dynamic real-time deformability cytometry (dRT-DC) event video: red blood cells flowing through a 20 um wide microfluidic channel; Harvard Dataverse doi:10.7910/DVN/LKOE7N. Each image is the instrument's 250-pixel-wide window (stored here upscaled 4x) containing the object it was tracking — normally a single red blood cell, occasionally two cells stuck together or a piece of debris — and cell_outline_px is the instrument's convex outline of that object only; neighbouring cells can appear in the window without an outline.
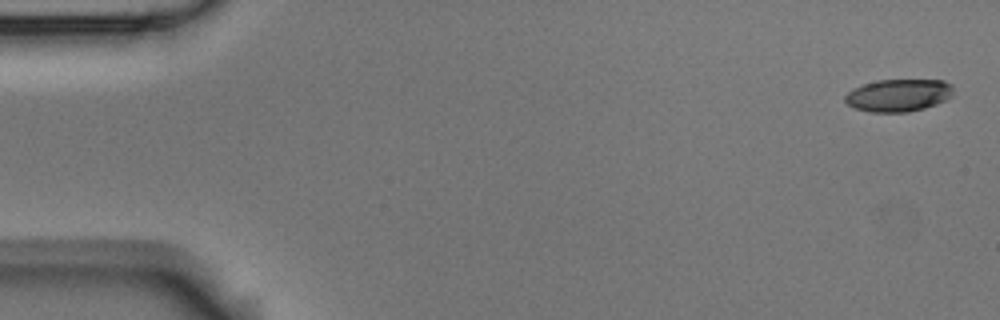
{"species": "Egyptian fruit bat (a non-hibernating species)", "species_latin": "Rousettus aegyptiacus", "temperature_condition": "room temperature", "stored_images_in_passage": 5, "camera_frame_rate_fps": 3000, "um_per_image_px": 0.085, "animal": {"sex": "male"}, "frame": {"image": 1, "passage_image": 1, "time_ms": 0.0, "image_size_px": [1000, 320], "cell_outline_px": [[952, 96], [936, 104], [924, 108], [908, 112], [872, 112], [856, 108], [848, 104], [844, 100], [844, 96], [848, 92], [864, 84], [880, 80], [944, 80], [952, 84]], "centroid_in_image_um": [76.39, 8.1], "position_along_channel_um": 8.6, "area_um2": 20.29}}
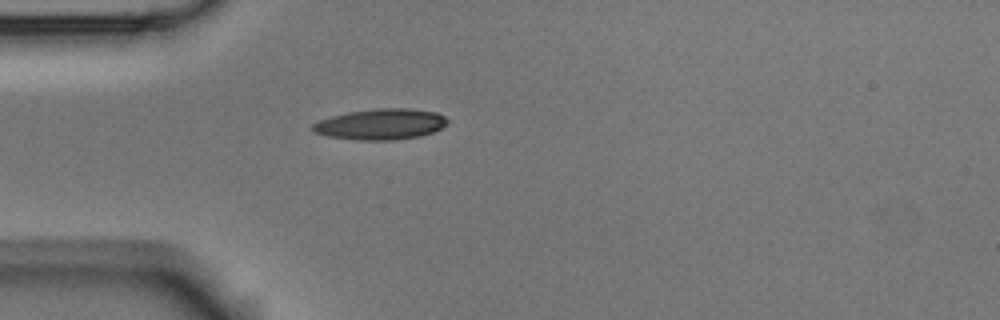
{"frame": {"image": 2, "passage_image": 5, "time_ms": 1.333, "image_size_px": [1000, 320], "cell_outline_px": [[448, 124], [432, 132], [420, 136], [392, 140], [356, 140], [328, 136], [316, 132], [312, 128], [312, 124], [320, 120], [332, 116], [348, 112], [380, 108], [408, 108], [436, 112], [444, 116], [448, 120]], "centroid_in_image_um": [32.39, 10.55], "position_along_channel_um": 52.6, "area_um2": 24.04}}